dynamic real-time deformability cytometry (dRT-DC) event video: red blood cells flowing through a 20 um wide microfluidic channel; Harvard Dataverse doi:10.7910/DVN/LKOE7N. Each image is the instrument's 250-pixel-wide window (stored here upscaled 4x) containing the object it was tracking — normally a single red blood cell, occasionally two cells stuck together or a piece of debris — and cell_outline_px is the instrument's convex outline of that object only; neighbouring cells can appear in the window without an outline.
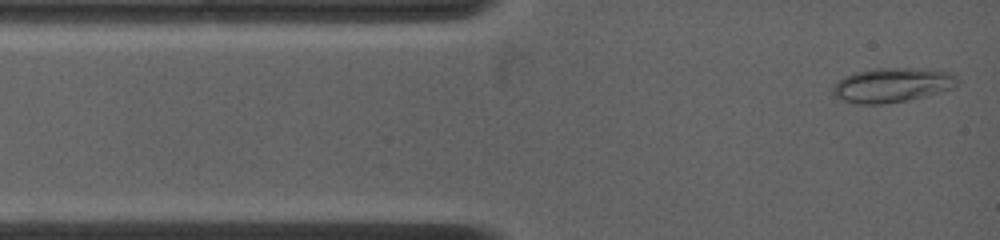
{"species": "common noctule bat (a hibernating species)", "species_latin": "Nyctalus noctula", "temperature_condition": "warm", "stored_images_in_passage": 46, "camera_frame_rate_fps": 4500, "um_per_image_px": 0.085, "animal": {"sex": "female", "body_mass_g": 19.0, "forearm_length_mm": 53.3}, "frame": {"image": 1, "passage_image": 2, "time_ms": 0.222, "image_size_px": [1000, 240], "cell_outline_px": [[960, 80], [952, 88], [924, 96], [908, 100], [884, 104], [860, 104], [844, 100], [836, 96], [832, 92], [832, 84], [836, 80], [844, 76], [856, 72], [876, 68], [924, 68], [948, 72], [956, 76]], "centroid_in_image_um": [75.81, 7.22], "position_along_channel_um": 9.2, "area_um2": 25.03}}
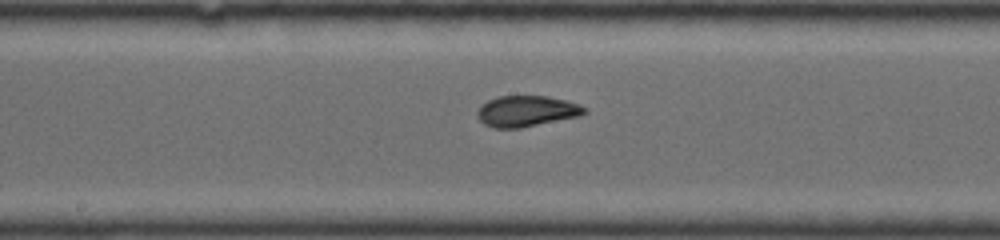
{"frame": {"image": 2, "passage_image": 19, "time_ms": 6.222, "image_size_px": [1000, 240], "cell_outline_px": [[588, 112], [580, 116], [520, 128], [492, 128], [484, 124], [476, 116], [476, 112], [488, 100], [496, 96], [548, 96], [580, 104], [588, 108]], "centroid_in_image_um": [44.78, 9.45], "position_along_channel_um": 203.4, "area_um2": 19.42}}
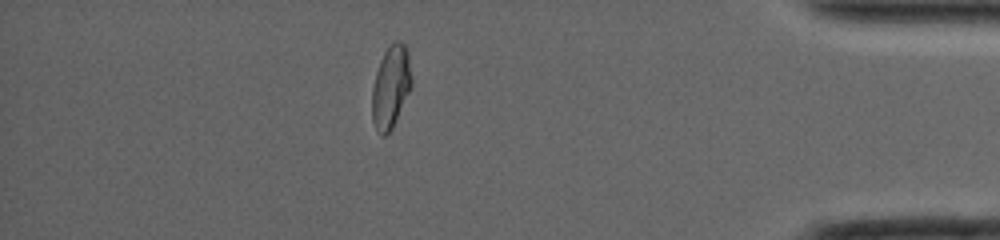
{"frame": {"image": 3, "passage_image": 35, "time_ms": 12.444, "image_size_px": [1000, 240], "cell_outline_px": [[412, 88], [392, 128], [384, 136], [380, 136], [372, 120], [372, 88], [376, 72], [380, 60], [384, 52], [392, 40], [400, 40], [404, 44], [408, 52], [412, 80]], "centroid_in_image_um": [33.23, 7.36], "position_along_channel_um": 402.0, "area_um2": 19.25}}